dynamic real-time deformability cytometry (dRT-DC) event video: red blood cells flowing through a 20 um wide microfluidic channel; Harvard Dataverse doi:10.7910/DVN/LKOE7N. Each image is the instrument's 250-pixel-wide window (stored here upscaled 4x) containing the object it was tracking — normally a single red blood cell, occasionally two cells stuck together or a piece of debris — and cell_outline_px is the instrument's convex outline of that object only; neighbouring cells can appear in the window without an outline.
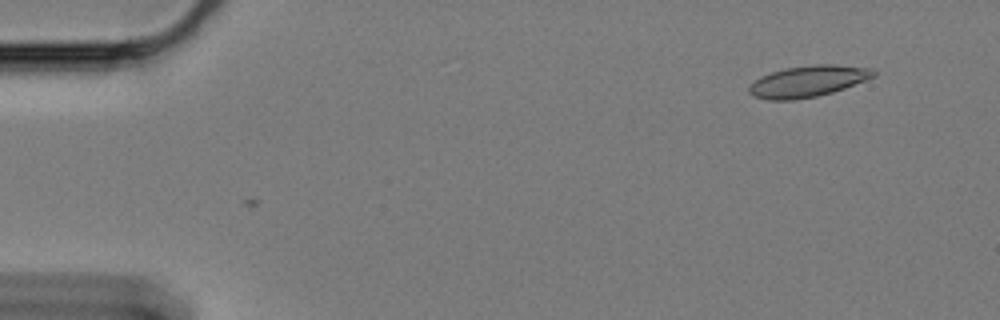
{"species": "Egyptian fruit bat (a non-hibernating species)", "species_latin": "Rousettus aegyptiacus", "temperature_condition": "cold", "stored_images_in_passage": 3, "camera_frame_rate_fps": 3000, "um_per_image_px": 0.085, "animal": {"sex": "female"}, "frame": {"image": 1, "passage_image": 1, "time_ms": 0.0, "image_size_px": [1000, 320], "cell_outline_px": [[876, 76], [844, 88], [832, 92], [816, 96], [796, 100], [768, 100], [756, 96], [748, 92], [748, 88], [760, 76], [784, 68], [812, 64], [836, 64], [872, 68], [876, 72]], "centroid_in_image_um": [68.7, 6.9], "position_along_channel_um": 16.3, "area_um2": 22.72}}